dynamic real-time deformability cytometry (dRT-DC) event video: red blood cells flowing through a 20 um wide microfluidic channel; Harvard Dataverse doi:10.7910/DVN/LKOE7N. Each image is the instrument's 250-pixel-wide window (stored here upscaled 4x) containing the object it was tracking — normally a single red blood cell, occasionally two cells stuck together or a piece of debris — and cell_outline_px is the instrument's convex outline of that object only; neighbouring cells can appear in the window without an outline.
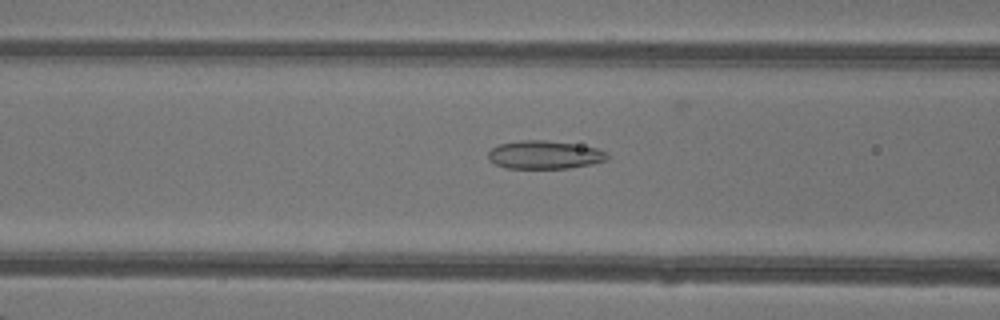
{"species": "common noctule bat (a hibernating species)", "species_latin": "Nyctalus noctula", "temperature_condition": "warm", "stored_images_in_passage": 42, "camera_frame_rate_fps": 3000, "um_per_image_px": 0.085, "animal": {"sex": "female"}, "frame": {"image": 1, "passage_image": 16, "time_ms": 5.0, "image_size_px": [1000, 320], "cell_outline_px": [[608, 160], [592, 164], [568, 168], [504, 168], [488, 160], [488, 152], [492, 148], [500, 144], [520, 140], [548, 140], [596, 148], [604, 152], [608, 156]], "centroid_in_image_um": [46.25, 13.16], "position_along_channel_um": 120.3, "area_um2": 19.48}}
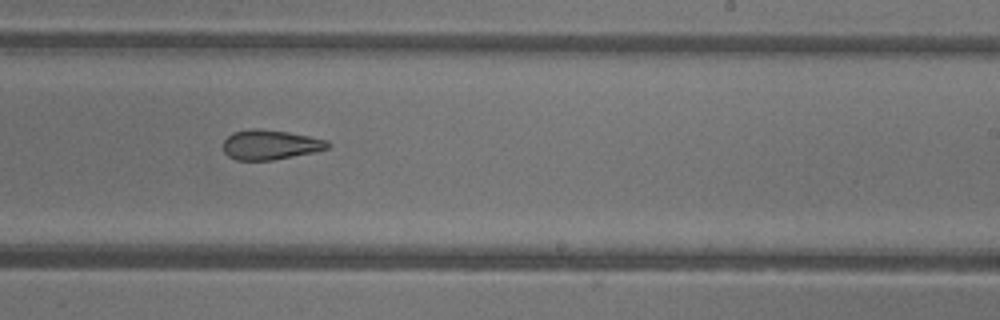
{"frame": {"image": 2, "passage_image": 26, "time_ms": 8.333, "image_size_px": [1000, 320], "cell_outline_px": [[332, 144], [328, 148], [312, 152], [272, 160], [236, 160], [228, 156], [224, 152], [224, 140], [232, 132], [252, 128], [260, 128], [288, 132], [328, 140]], "centroid_in_image_um": [22.96, 12.29], "position_along_channel_um": 266.0, "area_um2": 18.09}}
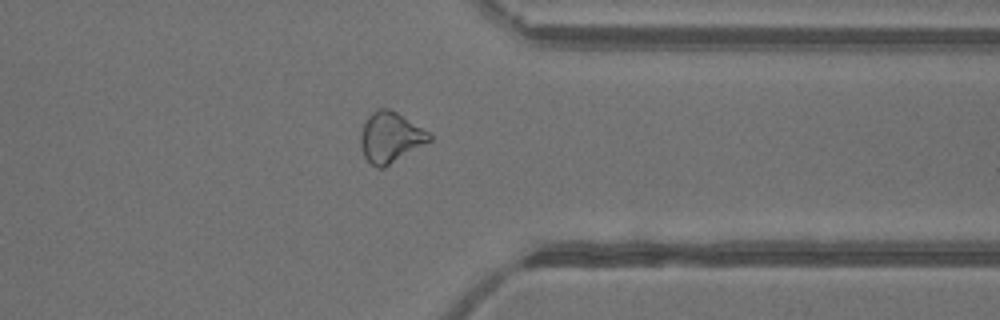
{"frame": {"image": 3, "passage_image": 34, "time_ms": 11.0, "image_size_px": [1000, 320], "cell_outline_px": [[432, 140], [384, 168], [376, 168], [364, 156], [360, 144], [360, 132], [368, 116], [372, 112], [380, 108], [388, 108], [396, 112], [428, 132], [432, 136]], "centroid_in_image_um": [33.16, 11.69], "position_along_channel_um": 378.2, "area_um2": 20.0}}